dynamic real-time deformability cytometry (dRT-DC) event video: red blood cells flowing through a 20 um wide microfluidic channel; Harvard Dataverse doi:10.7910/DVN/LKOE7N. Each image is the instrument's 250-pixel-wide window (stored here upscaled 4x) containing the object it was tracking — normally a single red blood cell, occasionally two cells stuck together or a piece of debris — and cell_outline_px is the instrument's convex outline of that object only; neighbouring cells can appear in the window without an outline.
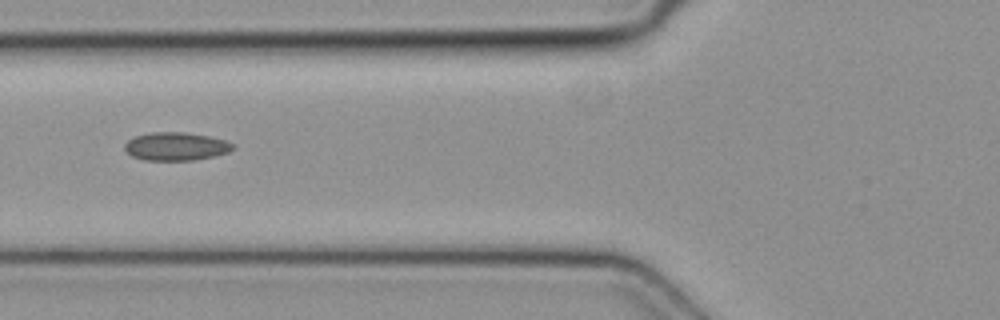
{"species": "common noctule bat (a hibernating species)", "species_latin": "Nyctalus noctula", "temperature_condition": "cold", "stored_images_in_passage": 6, "camera_frame_rate_fps": 3000, "um_per_image_px": 0.085, "animal": {"sex": "female", "body_mass_g": 19.3, "forearm_length_mm": 54.1}, "frame": {"image": 1, "passage_image": 6, "time_ms": 1.667, "image_size_px": [1000, 320], "cell_outline_px": [[236, 148], [228, 152], [196, 160], [144, 160], [132, 156], [124, 148], [124, 144], [128, 140], [136, 136], [152, 132], [188, 132], [208, 136], [224, 140], [232, 144]], "centroid_in_image_um": [14.95, 12.44], "position_along_channel_um": 110.9, "area_um2": 17.69}}